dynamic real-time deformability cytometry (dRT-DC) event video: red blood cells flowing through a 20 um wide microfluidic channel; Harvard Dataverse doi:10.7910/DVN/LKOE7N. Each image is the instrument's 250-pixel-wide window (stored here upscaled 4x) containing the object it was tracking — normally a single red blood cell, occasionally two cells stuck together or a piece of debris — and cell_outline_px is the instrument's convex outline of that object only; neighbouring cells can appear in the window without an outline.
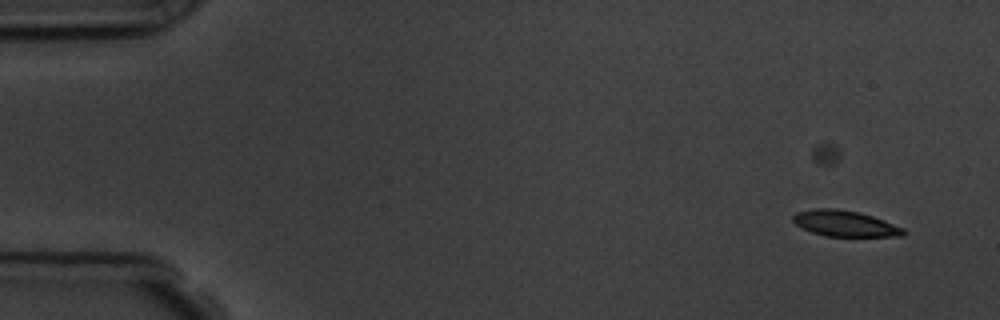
{"species": "common noctule bat (a hibernating species)", "species_latin": "Nyctalus noctula", "temperature_condition": "room temperature", "stored_images_in_passage": 6, "camera_frame_rate_fps": 3000, "um_per_image_px": 0.085, "animal": {"sex": "male", "body_mass_g": 19.5, "forearm_length_mm": 54.6}, "frame": {"image": 1, "passage_image": 2, "time_ms": 1.333, "image_size_px": [1000, 320], "cell_outline_px": [[908, 232], [904, 236], [824, 236], [812, 232], [796, 224], [792, 220], [792, 216], [796, 212], [816, 208], [836, 208], [860, 212], [884, 220], [904, 228]], "centroid_in_image_um": [71.84, 18.99], "position_along_channel_um": 13.2, "area_um2": 16.76}}
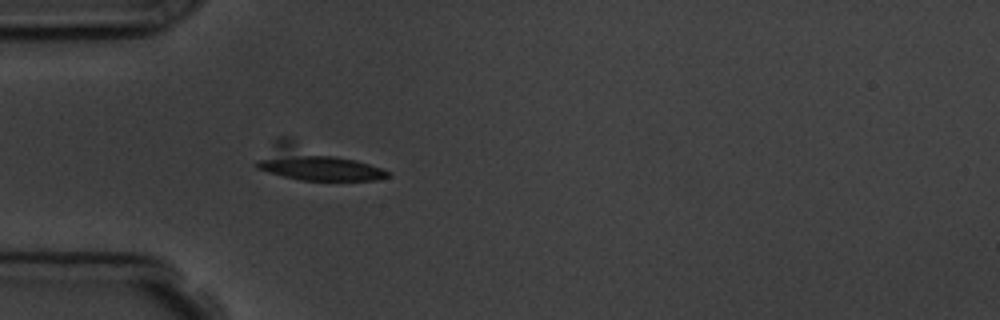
{"frame": {"image": 2, "passage_image": 6, "time_ms": 5.667, "image_size_px": [1000, 320], "cell_outline_px": [[388, 176], [376, 180], [300, 180], [268, 172], [256, 168], [256, 164], [272, 144], [280, 136], [288, 136], [380, 168], [388, 172]], "centroid_in_image_um": [26.7, 13.85], "position_along_channel_um": 58.3, "area_um2": 25.09}}